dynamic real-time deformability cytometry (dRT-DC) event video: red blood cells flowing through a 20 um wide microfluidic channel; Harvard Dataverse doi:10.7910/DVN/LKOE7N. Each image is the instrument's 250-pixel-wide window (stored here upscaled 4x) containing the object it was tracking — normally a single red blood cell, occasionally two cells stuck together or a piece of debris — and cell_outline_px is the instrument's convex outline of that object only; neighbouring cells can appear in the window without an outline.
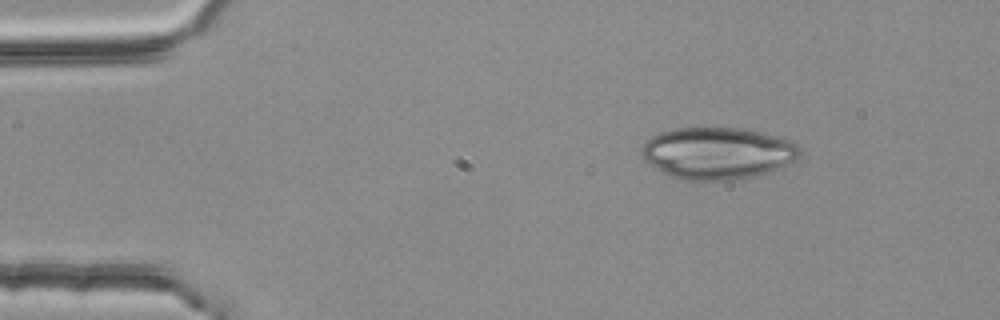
{"species": "common noctule bat (a hibernating species)", "species_latin": "Nyctalus noctula", "temperature_condition": "room temperature", "stored_images_in_passage": 4, "camera_frame_rate_fps": 3000, "um_per_image_px": 0.085, "animal": {"sex": "female", "body_mass_g": 25.1}, "frame": {"image": 1, "passage_image": 1, "time_ms": 0.0, "image_size_px": [1000, 320], "cell_outline_px": [[800, 156], [780, 168], [772, 172], [756, 176], [732, 180], [680, 180], [656, 168], [644, 160], [640, 152], [640, 148], [652, 136], [660, 132], [676, 128], [740, 128], [788, 140], [796, 144], [800, 148]], "centroid_in_image_um": [60.97, 13.03], "position_along_channel_um": 24.0, "area_um2": 47.57}}